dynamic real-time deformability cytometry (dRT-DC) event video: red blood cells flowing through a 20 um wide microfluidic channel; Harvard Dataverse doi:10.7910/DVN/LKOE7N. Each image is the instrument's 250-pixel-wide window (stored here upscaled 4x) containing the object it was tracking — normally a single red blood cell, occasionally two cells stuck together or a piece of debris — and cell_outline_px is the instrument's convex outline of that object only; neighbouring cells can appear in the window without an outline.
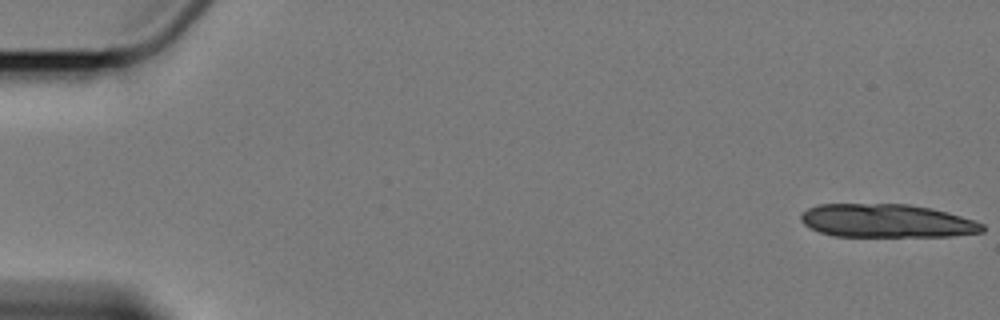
{"species": "Egyptian fruit bat (a non-hibernating species)", "species_latin": "Rousettus aegyptiacus", "temperature_condition": "cold", "stored_images_in_passage": 6, "camera_frame_rate_fps": 3000, "um_per_image_px": 0.085, "animal": {"sex": "female"}, "frame": {"image": 1, "passage_image": 1, "time_ms": 0.0, "image_size_px": [1000, 320], "cell_outline_px": [[984, 232], [952, 236], [832, 236], [820, 232], [804, 224], [800, 220], [800, 212], [808, 208], [820, 204], [908, 204], [932, 208], [948, 212], [984, 224]], "centroid_in_image_um": [75.36, 18.77], "position_along_channel_um": 9.6, "area_um2": 35.37}}
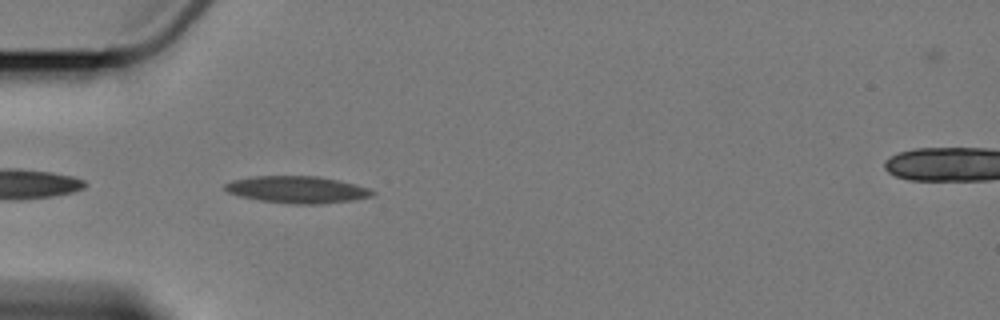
{"frame": {"image": 2, "passage_image": 6, "time_ms": 6.0, "image_size_px": [1000, 320], "cell_outline_px": [[376, 192], [372, 196], [352, 200], [320, 204], [292, 204], [260, 200], [240, 196], [228, 192], [224, 188], [224, 184], [232, 180], [252, 176], [316, 176], [336, 180], [368, 188]], "centroid_in_image_um": [25.22, 16.12], "position_along_channel_um": 59.8, "area_um2": 22.95}}